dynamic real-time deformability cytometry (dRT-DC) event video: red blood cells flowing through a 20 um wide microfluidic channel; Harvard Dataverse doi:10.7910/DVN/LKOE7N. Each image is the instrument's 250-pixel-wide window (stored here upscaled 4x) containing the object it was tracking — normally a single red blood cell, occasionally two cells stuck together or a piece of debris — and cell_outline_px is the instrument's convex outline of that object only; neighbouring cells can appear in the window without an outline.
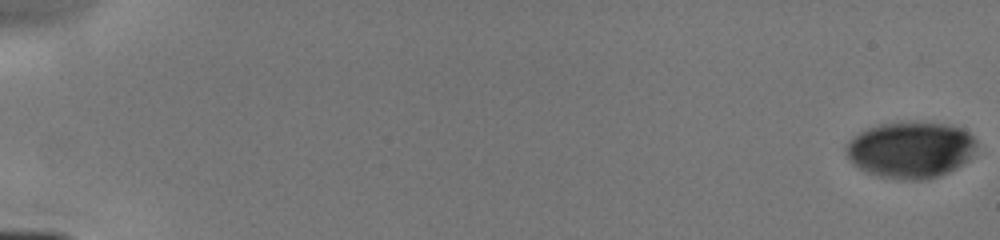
{"species": "human", "species_latin": "Homo sapiens", "temperature_condition": "cold", "stored_images_in_passage": 46, "camera_frame_rate_fps": 3000, "um_per_image_px": 0.085, "donor": {"sex": "male"}, "frame": {"image": 1, "passage_image": 1, "time_ms": 0.0, "image_size_px": [1000, 240], "cell_outline_px": [[976, 144], [968, 160], [956, 168], [940, 176], [924, 180], [896, 180], [876, 176], [852, 164], [848, 160], [844, 148], [844, 144], [848, 140], [860, 132], [868, 128], [880, 124], [948, 124], [960, 128], [968, 132], [976, 140]], "centroid_in_image_um": [77.35, 12.78], "position_along_channel_um": 7.6, "area_um2": 42.66}}
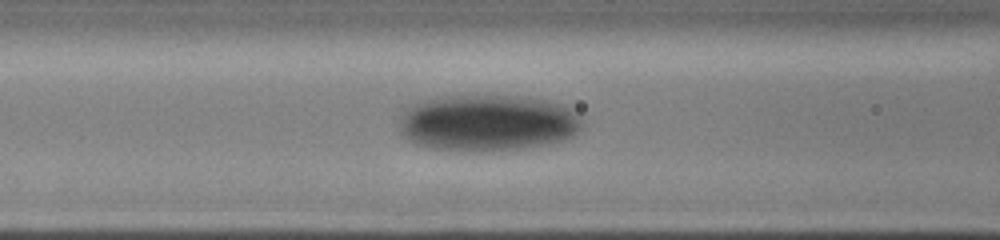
{"frame": {"image": 2, "passage_image": 20, "time_ms": 7.333, "image_size_px": [1000, 240], "cell_outline_px": [[580, 128], [572, 136], [564, 140], [552, 144], [524, 148], [432, 148], [416, 144], [408, 140], [400, 132], [400, 116], [404, 108], [412, 104], [444, 96], [516, 96], [548, 100], [560, 104], [568, 108], [580, 116]], "centroid_in_image_um": [41.44, 10.4], "position_along_channel_um": 125.2, "area_um2": 59.01}}
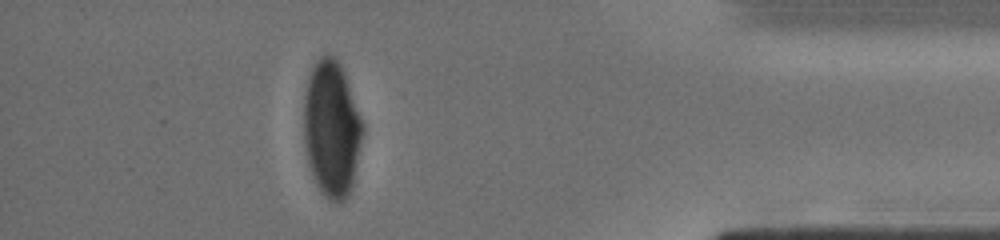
{"frame": {"image": 3, "passage_image": 41, "time_ms": 14.667, "image_size_px": [1000, 240], "cell_outline_px": [[364, 128], [352, 188], [344, 200], [328, 200], [324, 196], [308, 164], [304, 144], [304, 92], [312, 68], [316, 60], [324, 52], [328, 52], [340, 64], [344, 72], [364, 124]], "centroid_in_image_um": [28.19, 10.9], "position_along_channel_um": 407.0, "area_um2": 46.64}}